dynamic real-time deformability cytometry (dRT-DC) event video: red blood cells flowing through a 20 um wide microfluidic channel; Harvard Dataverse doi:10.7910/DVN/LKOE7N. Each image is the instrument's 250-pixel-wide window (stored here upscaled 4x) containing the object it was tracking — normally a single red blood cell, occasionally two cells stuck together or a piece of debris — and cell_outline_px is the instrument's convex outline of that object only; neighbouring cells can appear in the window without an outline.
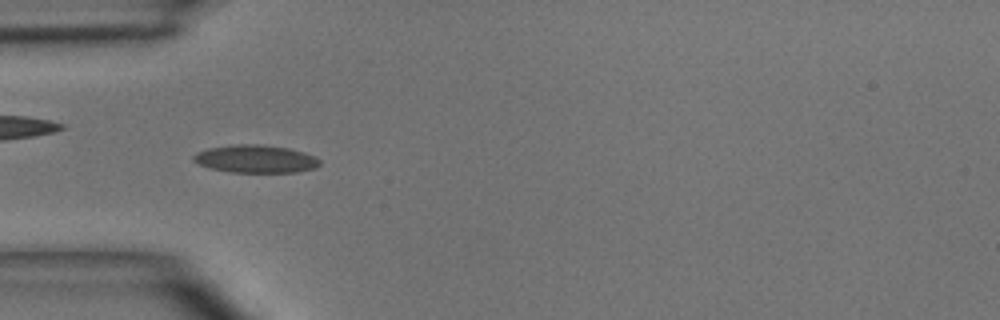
{"species": "common noctule bat (a hibernating species)", "species_latin": "Nyctalus noctula", "temperature_condition": "room temperature", "stored_images_in_passage": 6, "camera_frame_rate_fps": 3000, "um_per_image_px": 0.085, "animal": {"sex": "male", "body_mass_g": 15.6}, "frame": {"image": 1, "passage_image": 3, "time_ms": 2.333, "image_size_px": [1000, 320], "cell_outline_px": [[320, 164], [316, 168], [296, 172], [228, 172], [208, 168], [192, 160], [192, 156], [196, 152], [208, 148], [232, 144], [260, 144], [288, 148], [304, 152], [316, 156], [320, 160]], "centroid_in_image_um": [21.72, 13.5], "position_along_channel_um": 63.3, "area_um2": 20.69}}